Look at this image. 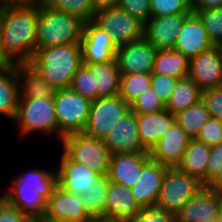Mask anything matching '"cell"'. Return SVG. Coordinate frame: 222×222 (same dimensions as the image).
<instances>
[{"label": "cell", "instance_id": "1", "mask_svg": "<svg viewBox=\"0 0 222 222\" xmlns=\"http://www.w3.org/2000/svg\"><path fill=\"white\" fill-rule=\"evenodd\" d=\"M38 2L0 6V31L5 56L14 64L29 63L36 51Z\"/></svg>", "mask_w": 222, "mask_h": 222}, {"label": "cell", "instance_id": "2", "mask_svg": "<svg viewBox=\"0 0 222 222\" xmlns=\"http://www.w3.org/2000/svg\"><path fill=\"white\" fill-rule=\"evenodd\" d=\"M1 195L24 215L45 216L47 201L57 186L56 168L25 170L10 182Z\"/></svg>", "mask_w": 222, "mask_h": 222}, {"label": "cell", "instance_id": "3", "mask_svg": "<svg viewBox=\"0 0 222 222\" xmlns=\"http://www.w3.org/2000/svg\"><path fill=\"white\" fill-rule=\"evenodd\" d=\"M55 90L69 88L82 63L80 43L36 49L28 63Z\"/></svg>", "mask_w": 222, "mask_h": 222}, {"label": "cell", "instance_id": "4", "mask_svg": "<svg viewBox=\"0 0 222 222\" xmlns=\"http://www.w3.org/2000/svg\"><path fill=\"white\" fill-rule=\"evenodd\" d=\"M85 22L38 2L36 49L80 43Z\"/></svg>", "mask_w": 222, "mask_h": 222}, {"label": "cell", "instance_id": "5", "mask_svg": "<svg viewBox=\"0 0 222 222\" xmlns=\"http://www.w3.org/2000/svg\"><path fill=\"white\" fill-rule=\"evenodd\" d=\"M14 122L19 129L18 137L28 138L32 133L41 132L49 138L52 135L59 138L53 98L20 97Z\"/></svg>", "mask_w": 222, "mask_h": 222}, {"label": "cell", "instance_id": "6", "mask_svg": "<svg viewBox=\"0 0 222 222\" xmlns=\"http://www.w3.org/2000/svg\"><path fill=\"white\" fill-rule=\"evenodd\" d=\"M53 99L61 143L64 136L83 132L92 101L70 88L55 90Z\"/></svg>", "mask_w": 222, "mask_h": 222}, {"label": "cell", "instance_id": "7", "mask_svg": "<svg viewBox=\"0 0 222 222\" xmlns=\"http://www.w3.org/2000/svg\"><path fill=\"white\" fill-rule=\"evenodd\" d=\"M60 144L71 160L88 166L100 175L108 174L112 154L103 140L81 132L64 136Z\"/></svg>", "mask_w": 222, "mask_h": 222}, {"label": "cell", "instance_id": "8", "mask_svg": "<svg viewBox=\"0 0 222 222\" xmlns=\"http://www.w3.org/2000/svg\"><path fill=\"white\" fill-rule=\"evenodd\" d=\"M202 187L195 177L177 167H168L155 206L176 215Z\"/></svg>", "mask_w": 222, "mask_h": 222}, {"label": "cell", "instance_id": "9", "mask_svg": "<svg viewBox=\"0 0 222 222\" xmlns=\"http://www.w3.org/2000/svg\"><path fill=\"white\" fill-rule=\"evenodd\" d=\"M93 22L110 34L117 48L144 36V23L119 6L96 11Z\"/></svg>", "mask_w": 222, "mask_h": 222}, {"label": "cell", "instance_id": "10", "mask_svg": "<svg viewBox=\"0 0 222 222\" xmlns=\"http://www.w3.org/2000/svg\"><path fill=\"white\" fill-rule=\"evenodd\" d=\"M129 110H131L130 105L119 95L98 98L91 103L83 133L103 140Z\"/></svg>", "mask_w": 222, "mask_h": 222}, {"label": "cell", "instance_id": "11", "mask_svg": "<svg viewBox=\"0 0 222 222\" xmlns=\"http://www.w3.org/2000/svg\"><path fill=\"white\" fill-rule=\"evenodd\" d=\"M157 49L144 37L118 47L115 59L121 75L152 73Z\"/></svg>", "mask_w": 222, "mask_h": 222}, {"label": "cell", "instance_id": "12", "mask_svg": "<svg viewBox=\"0 0 222 222\" xmlns=\"http://www.w3.org/2000/svg\"><path fill=\"white\" fill-rule=\"evenodd\" d=\"M83 64H97L115 59L117 47L110 34L97 26L93 21L84 25L80 41Z\"/></svg>", "mask_w": 222, "mask_h": 222}, {"label": "cell", "instance_id": "13", "mask_svg": "<svg viewBox=\"0 0 222 222\" xmlns=\"http://www.w3.org/2000/svg\"><path fill=\"white\" fill-rule=\"evenodd\" d=\"M188 77L203 91L222 86V53L218 46L189 59Z\"/></svg>", "mask_w": 222, "mask_h": 222}, {"label": "cell", "instance_id": "14", "mask_svg": "<svg viewBox=\"0 0 222 222\" xmlns=\"http://www.w3.org/2000/svg\"><path fill=\"white\" fill-rule=\"evenodd\" d=\"M104 144L114 154L149 153L141 144L137 128L136 114L129 110L103 139Z\"/></svg>", "mask_w": 222, "mask_h": 222}, {"label": "cell", "instance_id": "15", "mask_svg": "<svg viewBox=\"0 0 222 222\" xmlns=\"http://www.w3.org/2000/svg\"><path fill=\"white\" fill-rule=\"evenodd\" d=\"M222 195L218 188L202 187L175 215L178 222H212L217 220Z\"/></svg>", "mask_w": 222, "mask_h": 222}, {"label": "cell", "instance_id": "16", "mask_svg": "<svg viewBox=\"0 0 222 222\" xmlns=\"http://www.w3.org/2000/svg\"><path fill=\"white\" fill-rule=\"evenodd\" d=\"M60 155V164L56 167L57 185L69 193L83 195L101 175L71 160L63 151Z\"/></svg>", "mask_w": 222, "mask_h": 222}, {"label": "cell", "instance_id": "17", "mask_svg": "<svg viewBox=\"0 0 222 222\" xmlns=\"http://www.w3.org/2000/svg\"><path fill=\"white\" fill-rule=\"evenodd\" d=\"M45 218L64 222H95L83 206L81 198L58 185L47 201Z\"/></svg>", "mask_w": 222, "mask_h": 222}, {"label": "cell", "instance_id": "18", "mask_svg": "<svg viewBox=\"0 0 222 222\" xmlns=\"http://www.w3.org/2000/svg\"><path fill=\"white\" fill-rule=\"evenodd\" d=\"M189 14L150 17L144 24V38L157 50L173 49L179 31Z\"/></svg>", "mask_w": 222, "mask_h": 222}, {"label": "cell", "instance_id": "19", "mask_svg": "<svg viewBox=\"0 0 222 222\" xmlns=\"http://www.w3.org/2000/svg\"><path fill=\"white\" fill-rule=\"evenodd\" d=\"M208 32L196 13L191 12L179 31L174 49L182 52L188 59L212 48Z\"/></svg>", "mask_w": 222, "mask_h": 222}, {"label": "cell", "instance_id": "20", "mask_svg": "<svg viewBox=\"0 0 222 222\" xmlns=\"http://www.w3.org/2000/svg\"><path fill=\"white\" fill-rule=\"evenodd\" d=\"M167 168L151 158L143 165L138 182L131 188L141 208L155 206Z\"/></svg>", "mask_w": 222, "mask_h": 222}, {"label": "cell", "instance_id": "21", "mask_svg": "<svg viewBox=\"0 0 222 222\" xmlns=\"http://www.w3.org/2000/svg\"><path fill=\"white\" fill-rule=\"evenodd\" d=\"M191 138L175 122L149 152L150 158L162 165L176 167Z\"/></svg>", "mask_w": 222, "mask_h": 222}, {"label": "cell", "instance_id": "22", "mask_svg": "<svg viewBox=\"0 0 222 222\" xmlns=\"http://www.w3.org/2000/svg\"><path fill=\"white\" fill-rule=\"evenodd\" d=\"M150 159L149 153H124L111 155L108 171L110 182L132 188L138 182L143 165Z\"/></svg>", "mask_w": 222, "mask_h": 222}, {"label": "cell", "instance_id": "23", "mask_svg": "<svg viewBox=\"0 0 222 222\" xmlns=\"http://www.w3.org/2000/svg\"><path fill=\"white\" fill-rule=\"evenodd\" d=\"M140 209L131 188L110 182L105 201V220L131 221Z\"/></svg>", "mask_w": 222, "mask_h": 222}, {"label": "cell", "instance_id": "24", "mask_svg": "<svg viewBox=\"0 0 222 222\" xmlns=\"http://www.w3.org/2000/svg\"><path fill=\"white\" fill-rule=\"evenodd\" d=\"M136 120L141 144L150 152L175 123V116L164 109L151 114H136Z\"/></svg>", "mask_w": 222, "mask_h": 222}, {"label": "cell", "instance_id": "25", "mask_svg": "<svg viewBox=\"0 0 222 222\" xmlns=\"http://www.w3.org/2000/svg\"><path fill=\"white\" fill-rule=\"evenodd\" d=\"M209 157L210 146L196 139H191L176 167L190 176L195 177L201 182L203 187H206V168Z\"/></svg>", "mask_w": 222, "mask_h": 222}, {"label": "cell", "instance_id": "26", "mask_svg": "<svg viewBox=\"0 0 222 222\" xmlns=\"http://www.w3.org/2000/svg\"><path fill=\"white\" fill-rule=\"evenodd\" d=\"M20 98L17 64L0 70V116L13 121Z\"/></svg>", "mask_w": 222, "mask_h": 222}, {"label": "cell", "instance_id": "27", "mask_svg": "<svg viewBox=\"0 0 222 222\" xmlns=\"http://www.w3.org/2000/svg\"><path fill=\"white\" fill-rule=\"evenodd\" d=\"M93 74L97 99L119 95L121 74L116 59L97 64H86Z\"/></svg>", "mask_w": 222, "mask_h": 222}, {"label": "cell", "instance_id": "28", "mask_svg": "<svg viewBox=\"0 0 222 222\" xmlns=\"http://www.w3.org/2000/svg\"><path fill=\"white\" fill-rule=\"evenodd\" d=\"M20 97L53 98L55 89L45 82L28 63L17 64Z\"/></svg>", "mask_w": 222, "mask_h": 222}, {"label": "cell", "instance_id": "29", "mask_svg": "<svg viewBox=\"0 0 222 222\" xmlns=\"http://www.w3.org/2000/svg\"><path fill=\"white\" fill-rule=\"evenodd\" d=\"M189 59L180 51L173 49L157 50L153 71L151 74H160L177 79L188 76Z\"/></svg>", "mask_w": 222, "mask_h": 222}, {"label": "cell", "instance_id": "30", "mask_svg": "<svg viewBox=\"0 0 222 222\" xmlns=\"http://www.w3.org/2000/svg\"><path fill=\"white\" fill-rule=\"evenodd\" d=\"M201 93L202 90L190 77L178 79L165 109L175 115L197 103L201 99Z\"/></svg>", "mask_w": 222, "mask_h": 222}, {"label": "cell", "instance_id": "31", "mask_svg": "<svg viewBox=\"0 0 222 222\" xmlns=\"http://www.w3.org/2000/svg\"><path fill=\"white\" fill-rule=\"evenodd\" d=\"M174 116L175 122L191 139H196L198 137L202 126L211 117L202 99L189 106L187 109L179 111Z\"/></svg>", "mask_w": 222, "mask_h": 222}, {"label": "cell", "instance_id": "32", "mask_svg": "<svg viewBox=\"0 0 222 222\" xmlns=\"http://www.w3.org/2000/svg\"><path fill=\"white\" fill-rule=\"evenodd\" d=\"M110 180L107 175H101L94 184L80 195L83 206L94 220L104 219V209Z\"/></svg>", "mask_w": 222, "mask_h": 222}, {"label": "cell", "instance_id": "33", "mask_svg": "<svg viewBox=\"0 0 222 222\" xmlns=\"http://www.w3.org/2000/svg\"><path fill=\"white\" fill-rule=\"evenodd\" d=\"M40 2L49 9L76 16L85 23L93 21L96 12L92 0H40Z\"/></svg>", "mask_w": 222, "mask_h": 222}, {"label": "cell", "instance_id": "34", "mask_svg": "<svg viewBox=\"0 0 222 222\" xmlns=\"http://www.w3.org/2000/svg\"><path fill=\"white\" fill-rule=\"evenodd\" d=\"M151 85V73L121 75L119 96L131 105Z\"/></svg>", "mask_w": 222, "mask_h": 222}, {"label": "cell", "instance_id": "35", "mask_svg": "<svg viewBox=\"0 0 222 222\" xmlns=\"http://www.w3.org/2000/svg\"><path fill=\"white\" fill-rule=\"evenodd\" d=\"M191 11L201 19L213 45L222 43V7Z\"/></svg>", "mask_w": 222, "mask_h": 222}, {"label": "cell", "instance_id": "36", "mask_svg": "<svg viewBox=\"0 0 222 222\" xmlns=\"http://www.w3.org/2000/svg\"><path fill=\"white\" fill-rule=\"evenodd\" d=\"M69 88L90 101L97 99V90L94 88L93 74H91L86 64H82L76 71Z\"/></svg>", "mask_w": 222, "mask_h": 222}, {"label": "cell", "instance_id": "37", "mask_svg": "<svg viewBox=\"0 0 222 222\" xmlns=\"http://www.w3.org/2000/svg\"><path fill=\"white\" fill-rule=\"evenodd\" d=\"M190 0H150V17L190 14Z\"/></svg>", "mask_w": 222, "mask_h": 222}, {"label": "cell", "instance_id": "38", "mask_svg": "<svg viewBox=\"0 0 222 222\" xmlns=\"http://www.w3.org/2000/svg\"><path fill=\"white\" fill-rule=\"evenodd\" d=\"M222 184V143L210 147L206 168V187L218 188Z\"/></svg>", "mask_w": 222, "mask_h": 222}, {"label": "cell", "instance_id": "39", "mask_svg": "<svg viewBox=\"0 0 222 222\" xmlns=\"http://www.w3.org/2000/svg\"><path fill=\"white\" fill-rule=\"evenodd\" d=\"M130 107L135 114H151L163 111L165 109V104L150 86L135 99Z\"/></svg>", "mask_w": 222, "mask_h": 222}, {"label": "cell", "instance_id": "40", "mask_svg": "<svg viewBox=\"0 0 222 222\" xmlns=\"http://www.w3.org/2000/svg\"><path fill=\"white\" fill-rule=\"evenodd\" d=\"M196 140L210 147L222 143V121L210 117L202 126Z\"/></svg>", "mask_w": 222, "mask_h": 222}, {"label": "cell", "instance_id": "41", "mask_svg": "<svg viewBox=\"0 0 222 222\" xmlns=\"http://www.w3.org/2000/svg\"><path fill=\"white\" fill-rule=\"evenodd\" d=\"M201 99L205 103L210 116L222 121V86L203 90Z\"/></svg>", "mask_w": 222, "mask_h": 222}, {"label": "cell", "instance_id": "42", "mask_svg": "<svg viewBox=\"0 0 222 222\" xmlns=\"http://www.w3.org/2000/svg\"><path fill=\"white\" fill-rule=\"evenodd\" d=\"M177 80V78L167 75L151 74L150 86L162 100V102L166 104L176 85Z\"/></svg>", "mask_w": 222, "mask_h": 222}, {"label": "cell", "instance_id": "43", "mask_svg": "<svg viewBox=\"0 0 222 222\" xmlns=\"http://www.w3.org/2000/svg\"><path fill=\"white\" fill-rule=\"evenodd\" d=\"M175 215L156 206L143 207L130 222H173Z\"/></svg>", "mask_w": 222, "mask_h": 222}, {"label": "cell", "instance_id": "44", "mask_svg": "<svg viewBox=\"0 0 222 222\" xmlns=\"http://www.w3.org/2000/svg\"><path fill=\"white\" fill-rule=\"evenodd\" d=\"M118 6L144 24L150 18V0H120Z\"/></svg>", "mask_w": 222, "mask_h": 222}, {"label": "cell", "instance_id": "45", "mask_svg": "<svg viewBox=\"0 0 222 222\" xmlns=\"http://www.w3.org/2000/svg\"><path fill=\"white\" fill-rule=\"evenodd\" d=\"M25 215L0 196V222H22Z\"/></svg>", "mask_w": 222, "mask_h": 222}, {"label": "cell", "instance_id": "46", "mask_svg": "<svg viewBox=\"0 0 222 222\" xmlns=\"http://www.w3.org/2000/svg\"><path fill=\"white\" fill-rule=\"evenodd\" d=\"M191 10L214 9L222 7V0H190Z\"/></svg>", "mask_w": 222, "mask_h": 222}, {"label": "cell", "instance_id": "47", "mask_svg": "<svg viewBox=\"0 0 222 222\" xmlns=\"http://www.w3.org/2000/svg\"><path fill=\"white\" fill-rule=\"evenodd\" d=\"M95 11L117 7L120 0H92Z\"/></svg>", "mask_w": 222, "mask_h": 222}, {"label": "cell", "instance_id": "48", "mask_svg": "<svg viewBox=\"0 0 222 222\" xmlns=\"http://www.w3.org/2000/svg\"><path fill=\"white\" fill-rule=\"evenodd\" d=\"M40 0H0V6L4 5H30Z\"/></svg>", "mask_w": 222, "mask_h": 222}, {"label": "cell", "instance_id": "49", "mask_svg": "<svg viewBox=\"0 0 222 222\" xmlns=\"http://www.w3.org/2000/svg\"><path fill=\"white\" fill-rule=\"evenodd\" d=\"M14 65L4 54L2 47L1 31H0V70L6 69Z\"/></svg>", "mask_w": 222, "mask_h": 222}, {"label": "cell", "instance_id": "50", "mask_svg": "<svg viewBox=\"0 0 222 222\" xmlns=\"http://www.w3.org/2000/svg\"><path fill=\"white\" fill-rule=\"evenodd\" d=\"M22 222H44V216L25 215Z\"/></svg>", "mask_w": 222, "mask_h": 222}, {"label": "cell", "instance_id": "51", "mask_svg": "<svg viewBox=\"0 0 222 222\" xmlns=\"http://www.w3.org/2000/svg\"><path fill=\"white\" fill-rule=\"evenodd\" d=\"M217 222H222V198L219 202L218 213H217Z\"/></svg>", "mask_w": 222, "mask_h": 222}, {"label": "cell", "instance_id": "52", "mask_svg": "<svg viewBox=\"0 0 222 222\" xmlns=\"http://www.w3.org/2000/svg\"><path fill=\"white\" fill-rule=\"evenodd\" d=\"M95 222H130V221H119V220H105V219H98Z\"/></svg>", "mask_w": 222, "mask_h": 222}, {"label": "cell", "instance_id": "53", "mask_svg": "<svg viewBox=\"0 0 222 222\" xmlns=\"http://www.w3.org/2000/svg\"><path fill=\"white\" fill-rule=\"evenodd\" d=\"M44 222H64V221L52 220V219L45 218L44 216Z\"/></svg>", "mask_w": 222, "mask_h": 222}, {"label": "cell", "instance_id": "54", "mask_svg": "<svg viewBox=\"0 0 222 222\" xmlns=\"http://www.w3.org/2000/svg\"><path fill=\"white\" fill-rule=\"evenodd\" d=\"M218 189H219V191H220V193L222 195V184L218 187Z\"/></svg>", "mask_w": 222, "mask_h": 222}, {"label": "cell", "instance_id": "55", "mask_svg": "<svg viewBox=\"0 0 222 222\" xmlns=\"http://www.w3.org/2000/svg\"><path fill=\"white\" fill-rule=\"evenodd\" d=\"M218 47L220 48L221 53H222V43H220V44L218 45Z\"/></svg>", "mask_w": 222, "mask_h": 222}]
</instances>
